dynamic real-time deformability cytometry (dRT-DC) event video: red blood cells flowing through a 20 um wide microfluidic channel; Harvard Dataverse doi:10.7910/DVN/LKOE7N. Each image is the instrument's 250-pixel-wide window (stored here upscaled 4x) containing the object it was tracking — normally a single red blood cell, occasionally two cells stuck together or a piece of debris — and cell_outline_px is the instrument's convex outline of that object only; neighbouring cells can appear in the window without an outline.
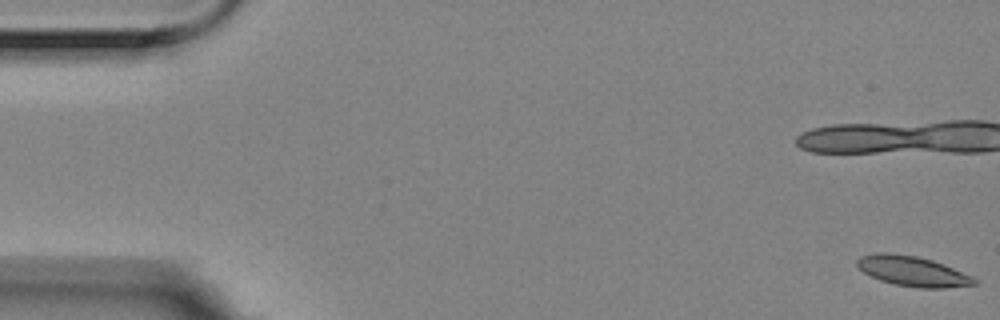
{"species": "Egyptian fruit bat (a non-hibernating species)", "species_latin": "Rousettus aegyptiacus", "temperature_condition": "room temperature", "stored_images_in_passage": 58, "camera_frame_rate_fps": 3000, "um_per_image_px": 0.085, "animal": {"sex": "female"}, "frame": {"image": 1, "passage_image": 1, "time_ms": 0.0, "image_size_px": [1000, 320], "cell_outline_px": [[980, 284], [944, 288], [920, 288], [896, 284], [880, 280], [864, 272], [856, 264], [856, 260], [860, 256], [880, 252], [884, 252], [916, 256], [932, 260], [944, 264], [972, 276], [980, 280]], "centroid_in_image_um": [77.63, 23.06], "position_along_channel_um": 7.4, "area_um2": 20.52}}
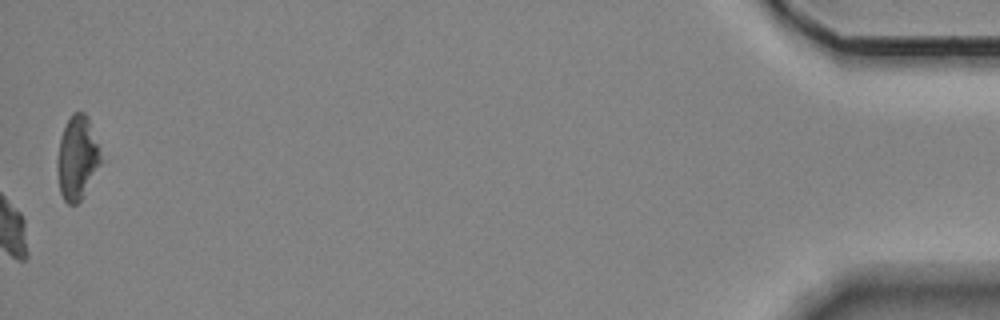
{"frame": {"image": 2, "passage_image": 58, "time_ms": 19.0, "image_size_px": [1000, 320], "cell_outline_px": [[104, 160], [80, 200], [76, 204], [68, 204], [64, 200], [60, 192], [56, 168], [56, 160], [60, 136], [72, 112], [84, 112], [88, 116]], "centroid_in_image_um": [6.57, 13.4], "position_along_channel_um": 428.6, "area_um2": 21.56}, "authors_computed_cell_mechanics": {"area_um2": 20.6346, "velocity_mm_per_s": 3.5184, "shape_relaxation_time_tau1_ms": null, "shape_relaxation_time_tau2_ms": 6.153, "deformation_change_tau1": null, "deformation_change_tau2": 0.123}}